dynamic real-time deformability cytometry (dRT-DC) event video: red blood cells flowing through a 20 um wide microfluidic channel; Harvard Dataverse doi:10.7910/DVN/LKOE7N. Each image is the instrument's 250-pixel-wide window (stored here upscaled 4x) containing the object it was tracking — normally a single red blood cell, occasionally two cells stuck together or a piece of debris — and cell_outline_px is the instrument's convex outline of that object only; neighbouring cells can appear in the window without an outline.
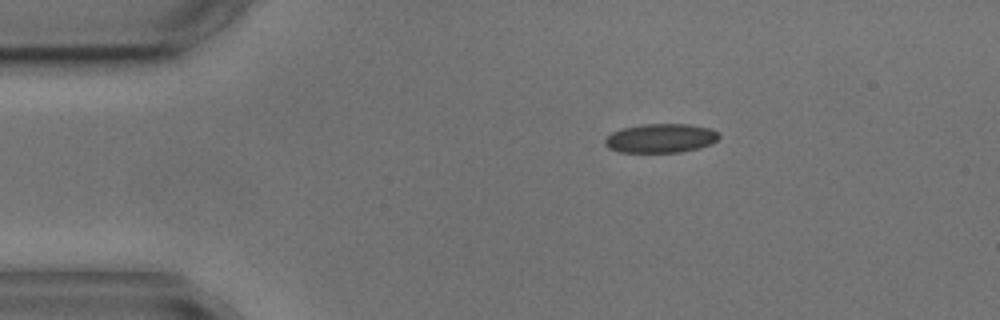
{"species": "common noctule bat (a hibernating species)", "species_latin": "Nyctalus noctula", "temperature_condition": "cold", "stored_images_in_passage": 3, "camera_frame_rate_fps": 3000, "um_per_image_px": 0.085, "animal": {"sex": "male", "body_mass_g": 17.9, "forearm_length_mm": 54.2}, "frame": {"image": 1, "passage_image": 1, "time_ms": 0.0, "image_size_px": [1000, 320], "cell_outline_px": [[720, 136], [712, 144], [700, 148], [680, 152], [620, 152], [608, 148], [604, 144], [604, 140], [612, 132], [620, 128], [640, 124], [688, 124], [712, 128]], "centroid_in_image_um": [56.15, 11.74], "position_along_channel_um": 28.8, "area_um2": 19.48}}